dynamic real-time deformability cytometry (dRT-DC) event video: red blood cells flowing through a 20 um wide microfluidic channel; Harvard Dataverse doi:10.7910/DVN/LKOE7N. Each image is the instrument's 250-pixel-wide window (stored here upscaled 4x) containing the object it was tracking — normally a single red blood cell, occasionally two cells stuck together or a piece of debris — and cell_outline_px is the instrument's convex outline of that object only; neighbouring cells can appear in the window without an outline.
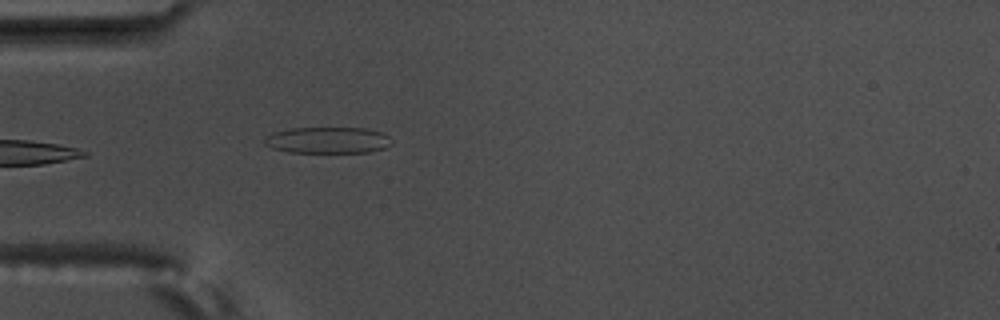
{"species": "common noctule bat (a hibernating species)", "species_latin": "Nyctalus noctula", "temperature_condition": "warm", "stored_images_in_passage": 5, "camera_frame_rate_fps": 3000, "um_per_image_px": 0.085, "animal": {"sex": "male", "body_mass_g": 17.5, "forearm_length_mm": 52.3}, "frame": {"image": 1, "passage_image": 5, "time_ms": 1.333, "image_size_px": [1000, 320], "cell_outline_px": [[392, 144], [384, 148], [368, 152], [288, 152], [272, 148], [264, 144], [264, 136], [272, 132], [292, 128], [364, 128], [380, 132], [388, 136], [392, 140]], "centroid_in_image_um": [27.82, 11.91], "position_along_channel_um": 57.2, "area_um2": 19.54}}